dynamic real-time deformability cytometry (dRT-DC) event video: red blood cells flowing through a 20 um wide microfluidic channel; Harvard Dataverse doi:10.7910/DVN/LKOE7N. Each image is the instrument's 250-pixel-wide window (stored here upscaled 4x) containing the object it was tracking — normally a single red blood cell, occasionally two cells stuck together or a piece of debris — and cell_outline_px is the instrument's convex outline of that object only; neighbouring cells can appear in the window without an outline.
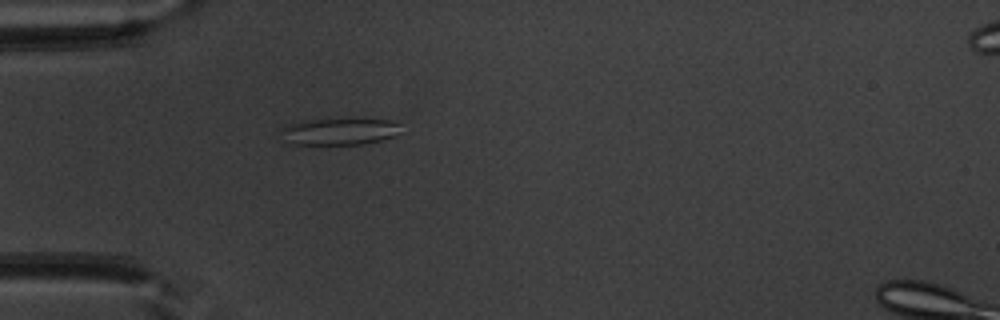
{"species": "common noctule bat (a hibernating species)", "species_latin": "Nyctalus noctula", "temperature_condition": "warm", "stored_images_in_passage": 44, "camera_frame_rate_fps": 3000, "um_per_image_px": 0.085, "animal": {"sex": "male", "body_mass_g": 20.1, "forearm_length_mm": 53.5}, "frame": {"image": 1, "passage_image": 8, "time_ms": 2.333, "image_size_px": [1000, 320], "cell_outline_px": [[400, 132], [392, 136], [380, 140], [364, 144], [288, 144], [284, 140], [276, 128], [288, 124], [308, 120], [392, 120], [396, 124]], "centroid_in_image_um": [28.7, 11.2], "position_along_channel_um": 56.3, "area_um2": 18.44}}
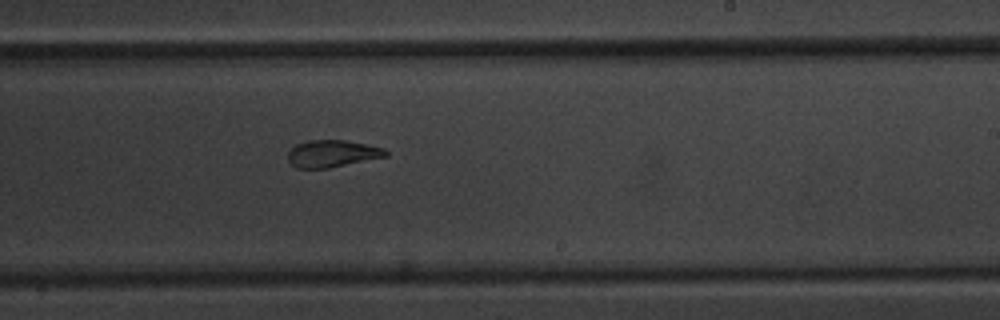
{"frame": {"image": 2, "passage_image": 24, "time_ms": 7.667, "image_size_px": [1000, 320], "cell_outline_px": [[388, 156], [328, 168], [296, 168], [288, 160], [288, 152], [296, 144], [308, 140], [344, 140], [368, 144], [384, 148], [388, 152]], "centroid_in_image_um": [28.25, 13.05], "position_along_channel_um": 260.8, "area_um2": 15.43}}
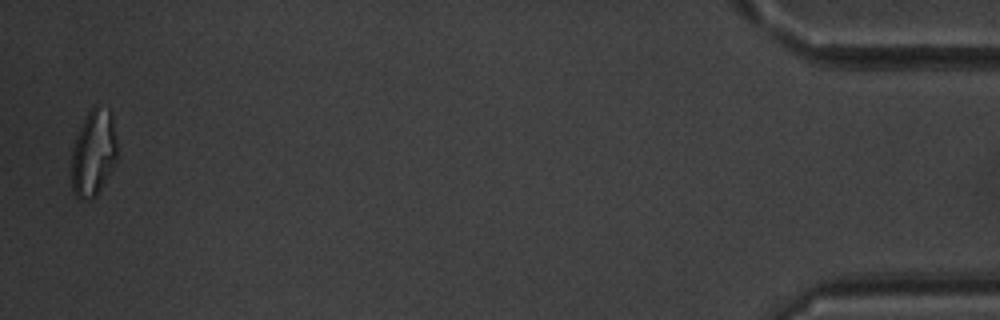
{"frame": {"image": 3, "passage_image": 43, "time_ms": 14.0, "image_size_px": [1000, 320], "cell_outline_px": [[116, 160], [112, 168], [96, 196], [88, 200], [80, 200], [72, 192], [72, 148], [76, 136], [88, 112], [96, 104], [112, 112], [116, 140]], "centroid_in_image_um": [7.94, 13.01], "position_along_channel_um": 427.3, "area_um2": 22.89}, "authors_computed_cell_mechanics": {"area_um2": 17.8024, "velocity_mm_per_s": 3.9661, "shape_relaxation_time_tau1_ms": 8.4139, "shape_relaxation_time_tau2_ms": 2.3839, "deformation_change_tau1": 0.2389, "deformation_change_tau2": 0.1097}}